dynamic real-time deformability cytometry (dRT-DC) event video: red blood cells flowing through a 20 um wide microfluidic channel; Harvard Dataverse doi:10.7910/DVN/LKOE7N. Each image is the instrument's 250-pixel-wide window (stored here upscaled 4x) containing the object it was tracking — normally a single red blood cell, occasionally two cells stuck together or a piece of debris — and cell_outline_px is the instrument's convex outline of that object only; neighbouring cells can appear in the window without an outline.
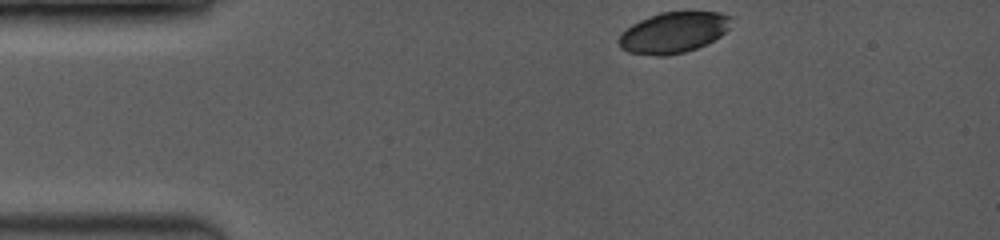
{"species": "common noctule bat (a hibernating species)", "species_latin": "Nyctalus noctula", "temperature_condition": "room temperature", "stored_images_in_passage": 3, "camera_frame_rate_fps": 3500, "um_per_image_px": 0.085, "animal": {"sex": "female", "body_mass_g": 19.0, "forearm_length_mm": 53.3}, "frame": {"image": 1, "passage_image": 1, "time_ms": 0.0, "image_size_px": [1000, 240], "cell_outline_px": [[728, 28], [720, 36], [696, 48], [684, 52], [668, 56], [656, 56], [628, 52], [620, 48], [620, 36], [632, 24], [640, 20], [660, 12], [720, 12], [728, 16]], "centroid_in_image_um": [57.21, 2.77], "position_along_channel_um": 27.8, "area_um2": 26.18}}